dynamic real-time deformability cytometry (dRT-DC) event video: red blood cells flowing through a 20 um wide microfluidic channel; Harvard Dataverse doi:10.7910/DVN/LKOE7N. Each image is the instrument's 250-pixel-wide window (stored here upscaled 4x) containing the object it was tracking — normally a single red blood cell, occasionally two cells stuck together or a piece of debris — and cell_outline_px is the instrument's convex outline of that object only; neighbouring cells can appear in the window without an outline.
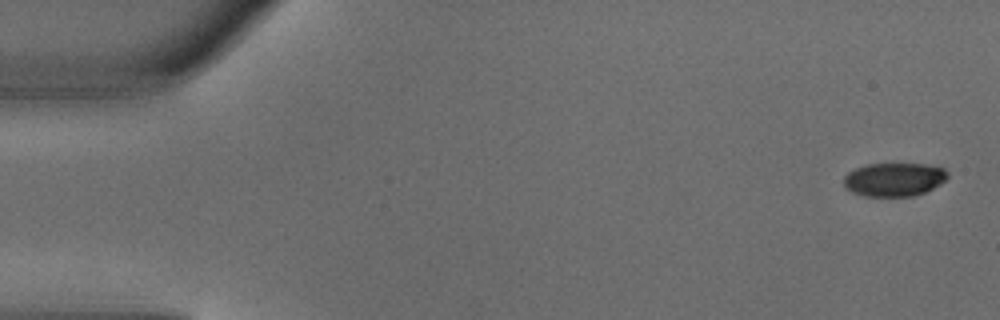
{"species": "common noctule bat (a hibernating species)", "species_latin": "Nyctalus noctula", "temperature_condition": "warm", "stored_images_in_passage": 3, "camera_frame_rate_fps": 3000, "um_per_image_px": 0.085, "animal": {"sex": "male", "body_mass_g": 18.8}, "frame": {"image": 1, "passage_image": 1, "time_ms": 0.0, "image_size_px": [1000, 320], "cell_outline_px": [[948, 176], [940, 184], [924, 192], [912, 196], [864, 196], [852, 192], [844, 188], [844, 176], [848, 172], [856, 168], [868, 164], [924, 164], [944, 168], [948, 172]], "centroid_in_image_um": [75.97, 15.25], "position_along_channel_um": 9.0, "area_um2": 20.23}}
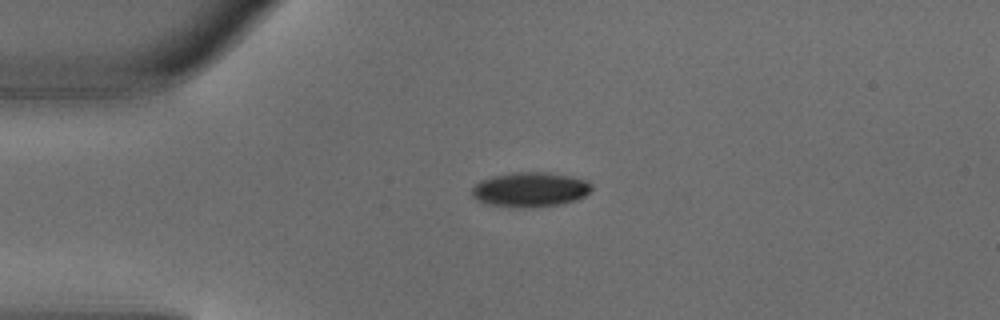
{"frame": {"image": 2, "passage_image": 3, "time_ms": 0.667, "image_size_px": [1000, 320], "cell_outline_px": [[592, 188], [584, 196], [576, 200], [564, 204], [520, 208], [484, 204], [476, 200], [472, 196], [472, 188], [480, 180], [492, 176], [512, 172], [544, 172], [568, 176], [588, 180], [592, 184]], "centroid_in_image_um": [45.04, 16.12], "position_along_channel_um": 40.0, "area_um2": 24.39}}